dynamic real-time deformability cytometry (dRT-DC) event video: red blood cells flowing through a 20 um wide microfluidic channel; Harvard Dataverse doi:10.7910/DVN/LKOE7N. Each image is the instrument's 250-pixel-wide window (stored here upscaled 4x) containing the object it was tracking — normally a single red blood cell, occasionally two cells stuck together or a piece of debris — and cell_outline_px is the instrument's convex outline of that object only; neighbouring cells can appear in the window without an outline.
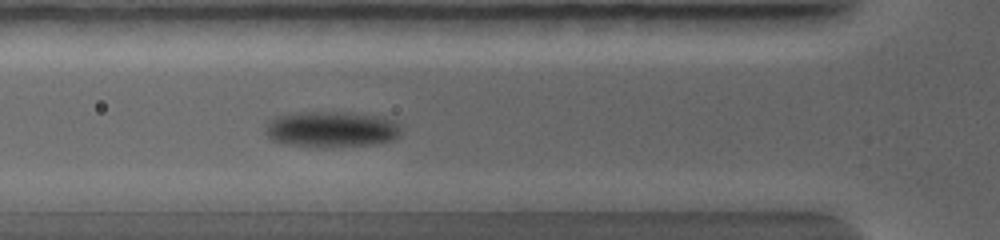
{"species": "common noctule bat (a hibernating species)", "species_latin": "Nyctalus noctula", "temperature_condition": "warm", "stored_images_in_passage": 23, "camera_frame_rate_fps": 5000, "um_per_image_px": 0.085, "animal": {"sex": "female", "body_mass_g": 19.0, "forearm_length_mm": 56.7}, "frame": {"image": 1, "passage_image": 5, "time_ms": 1.4, "image_size_px": [1000, 240], "cell_outline_px": [[396, 136], [388, 140], [376, 144], [332, 148], [316, 148], [292, 144], [276, 140], [268, 132], [268, 128], [280, 116], [312, 112], [336, 112], [372, 116], [384, 120], [392, 124], [396, 128]], "centroid_in_image_um": [28.16, 11.04], "position_along_channel_um": 97.6, "area_um2": 26.47}}
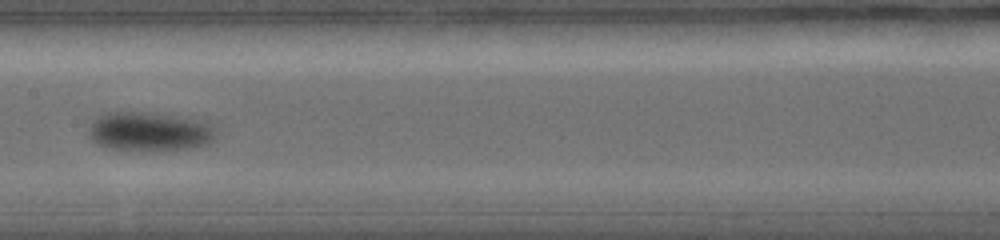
{"frame": {"image": 2, "passage_image": 10, "time_ms": 3.2, "image_size_px": [1000, 240], "cell_outline_px": [[208, 140], [204, 144], [192, 148], [112, 148], [100, 144], [92, 136], [92, 132], [100, 116], [104, 112], [140, 112], [160, 116], [196, 124], [208, 128]], "centroid_in_image_um": [12.5, 11.19], "position_along_channel_um": 194.9, "area_um2": 24.85}}
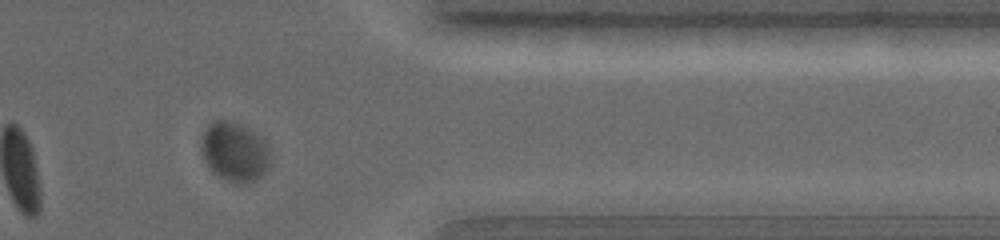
{"frame": {"image": 3, "passage_image": 21, "time_ms": 7.0, "image_size_px": [1000, 240], "cell_outline_px": [[260, 176], [252, 180], [228, 180], [220, 176], [212, 168], [208, 160], [204, 148], [204, 136], [208, 128], [212, 124], [220, 120], [224, 120], [240, 128], [256, 144], [260, 152]], "centroid_in_image_um": [19.7, 12.93], "position_along_channel_um": 391.7, "area_um2": 18.61}}